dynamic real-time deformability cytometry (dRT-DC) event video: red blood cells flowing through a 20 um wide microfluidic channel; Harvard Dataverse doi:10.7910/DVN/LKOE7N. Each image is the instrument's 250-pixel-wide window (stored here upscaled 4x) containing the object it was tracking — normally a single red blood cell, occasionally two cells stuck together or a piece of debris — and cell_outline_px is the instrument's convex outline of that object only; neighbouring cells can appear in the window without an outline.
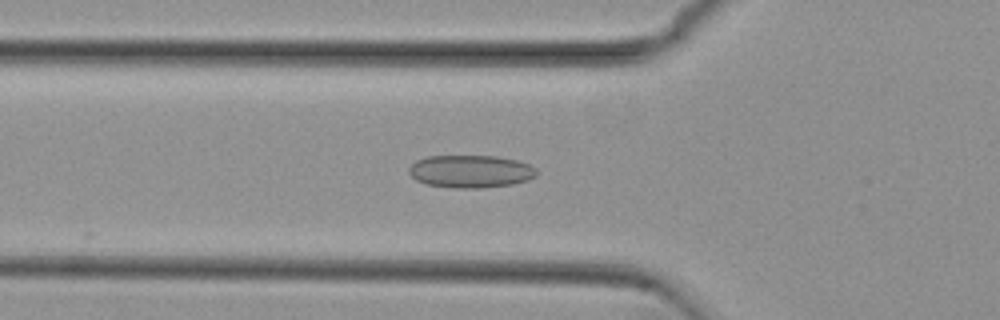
{"species": "common noctule bat (a hibernating species)", "species_latin": "Nyctalus noctula", "temperature_condition": "cold", "stored_images_in_passage": 41, "camera_frame_rate_fps": 3000, "um_per_image_px": 0.085, "animal": {"sex": "female", "body_mass_g": 29.2, "forearm_length_mm": 56.3}, "frame": {"image": 1, "passage_image": 6, "time_ms": 1.667, "image_size_px": [1000, 320], "cell_outline_px": [[536, 176], [528, 180], [512, 184], [480, 188], [456, 188], [428, 184], [416, 180], [408, 172], [408, 168], [416, 160], [428, 156], [496, 156], [516, 160], [528, 164], [536, 168]], "centroid_in_image_um": [40.0, 14.56], "position_along_channel_um": 85.8, "area_um2": 24.22}}
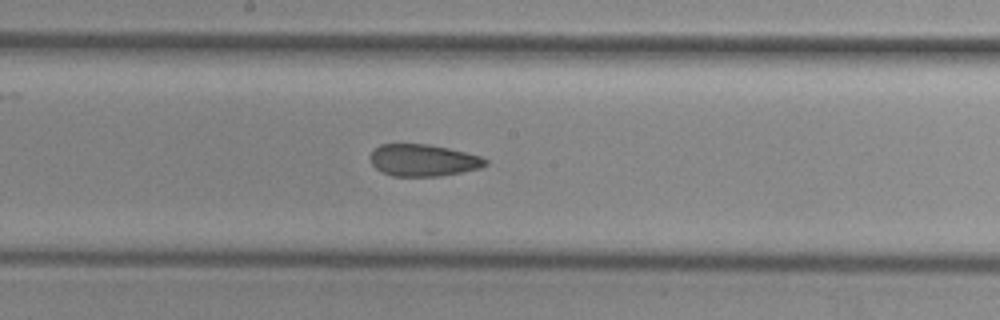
{"frame": {"image": 2, "passage_image": 16, "time_ms": 5.0, "image_size_px": [1000, 320], "cell_outline_px": [[488, 164], [480, 168], [440, 176], [392, 176], [376, 168], [372, 164], [368, 156], [380, 144], [428, 144], [448, 148], [480, 156], [488, 160]], "centroid_in_image_um": [35.96, 13.62], "position_along_channel_um": 212.2, "area_um2": 21.33}}
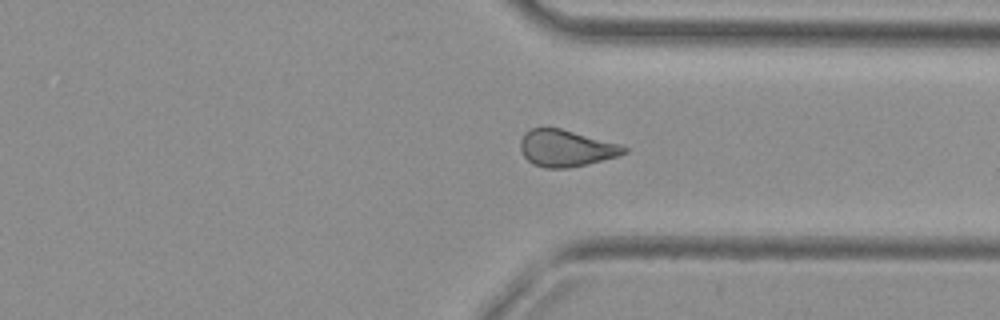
{"frame": {"image": 3, "passage_image": 28, "time_ms": 9.0, "image_size_px": [1000, 320], "cell_outline_px": [[628, 152], [620, 156], [568, 168], [544, 168], [532, 164], [524, 156], [520, 148], [520, 140], [524, 132], [532, 128], [560, 128], [620, 144], [628, 148]], "centroid_in_image_um": [48.11, 12.6], "position_along_channel_um": 363.3, "area_um2": 22.2}, "authors_computed_cell_mechanics": {"area_um2": 22.3686, "velocity_mm_per_s": 3.7758, "shape_relaxation_time_tau1_ms": null, "shape_relaxation_time_tau2_ms": 3.1485, "deformation_change_tau1": null, "deformation_change_tau2": 0.0992}}